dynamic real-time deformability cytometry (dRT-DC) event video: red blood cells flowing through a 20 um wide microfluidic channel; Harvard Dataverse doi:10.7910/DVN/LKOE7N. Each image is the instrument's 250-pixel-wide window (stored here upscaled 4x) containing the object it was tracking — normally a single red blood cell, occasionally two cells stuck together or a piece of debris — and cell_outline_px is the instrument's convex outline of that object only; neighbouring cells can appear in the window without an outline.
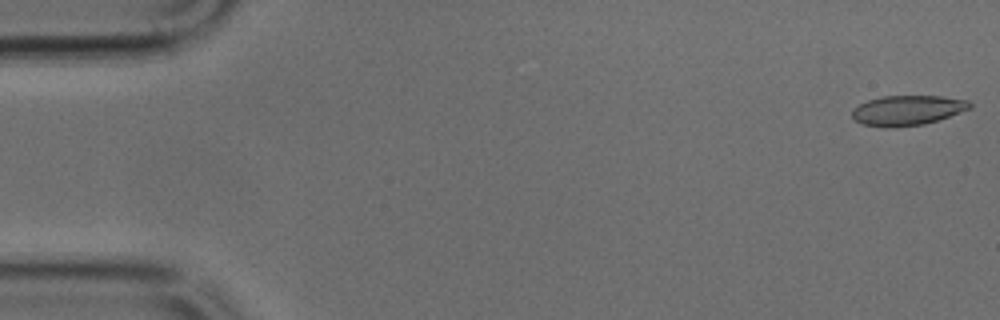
{"species": "common noctule bat (a hibernating species)", "species_latin": "Nyctalus noctula", "temperature_condition": "cold", "stored_images_in_passage": 13, "camera_frame_rate_fps": 3000, "um_per_image_px": 0.085, "animal": {"sex": "male", "body_mass_g": 17.9, "forearm_length_mm": 54.2}, "frame": {"image": 1, "passage_image": 1, "time_ms": 0.0, "image_size_px": [1000, 320], "cell_outline_px": [[972, 108], [924, 124], [892, 128], [884, 128], [864, 124], [856, 120], [852, 116], [852, 108], [868, 100], [880, 96], [940, 96], [968, 100], [972, 104]], "centroid_in_image_um": [77.11, 9.37], "position_along_channel_um": 7.9, "area_um2": 20.52}}